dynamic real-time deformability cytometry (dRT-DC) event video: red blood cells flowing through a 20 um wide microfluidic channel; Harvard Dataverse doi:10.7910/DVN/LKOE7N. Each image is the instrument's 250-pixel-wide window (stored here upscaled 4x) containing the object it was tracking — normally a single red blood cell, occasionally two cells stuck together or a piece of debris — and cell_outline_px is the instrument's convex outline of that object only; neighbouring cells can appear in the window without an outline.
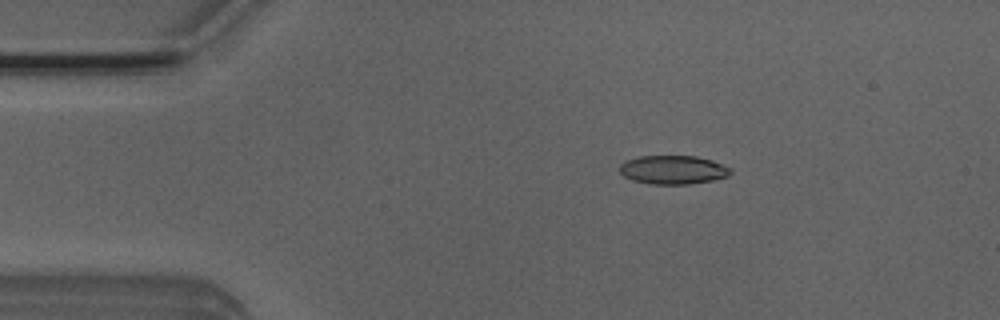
{"species": "Egyptian fruit bat (a non-hibernating species)", "species_latin": "Rousettus aegyptiacus", "temperature_condition": "room temperature", "stored_images_in_passage": 3, "camera_frame_rate_fps": 3000, "um_per_image_px": 0.085, "animal": {"sex": "male"}, "frame": {"image": 1, "passage_image": 3, "time_ms": 0.667, "image_size_px": [1000, 320], "cell_outline_px": [[732, 172], [728, 176], [712, 180], [688, 184], [652, 184], [632, 180], [624, 176], [620, 172], [620, 164], [624, 160], [636, 156], [696, 156], [712, 160], [732, 168]], "centroid_in_image_um": [57.2, 14.42], "position_along_channel_um": 27.8, "area_um2": 18.67}}